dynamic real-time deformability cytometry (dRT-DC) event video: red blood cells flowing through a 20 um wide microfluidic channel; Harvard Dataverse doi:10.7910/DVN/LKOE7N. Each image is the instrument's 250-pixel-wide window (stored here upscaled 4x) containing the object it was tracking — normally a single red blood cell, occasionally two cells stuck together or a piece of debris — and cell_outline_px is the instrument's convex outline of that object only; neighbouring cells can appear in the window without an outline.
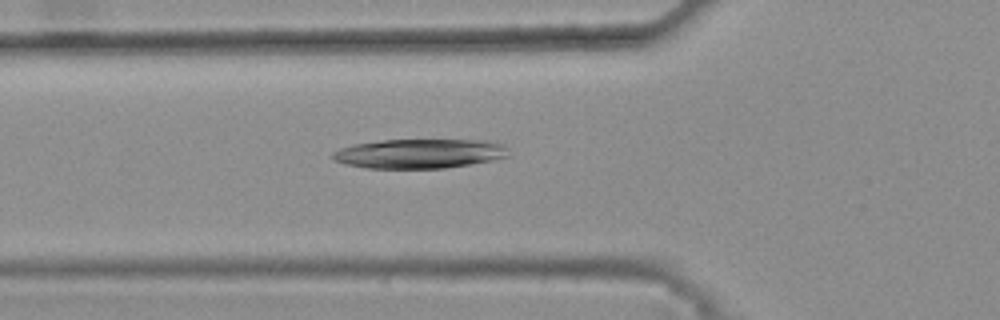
{"species": "common noctule bat (a hibernating species)", "species_latin": "Nyctalus noctula", "temperature_condition": "warm", "stored_images_in_passage": 46, "camera_frame_rate_fps": 3000, "um_per_image_px": 0.085, "animal": {"sex": "female", "body_mass_g": 25.1}, "frame": {"image": 1, "passage_image": 18, "time_ms": 5.667, "image_size_px": [1000, 320], "cell_outline_px": [[508, 156], [492, 160], [444, 168], [364, 168], [344, 164], [336, 160], [332, 156], [332, 152], [340, 148], [356, 144], [380, 140], [488, 140], [500, 144], [508, 148]], "centroid_in_image_um": [35.64, 13.05], "position_along_channel_um": 90.2, "area_um2": 30.0}}
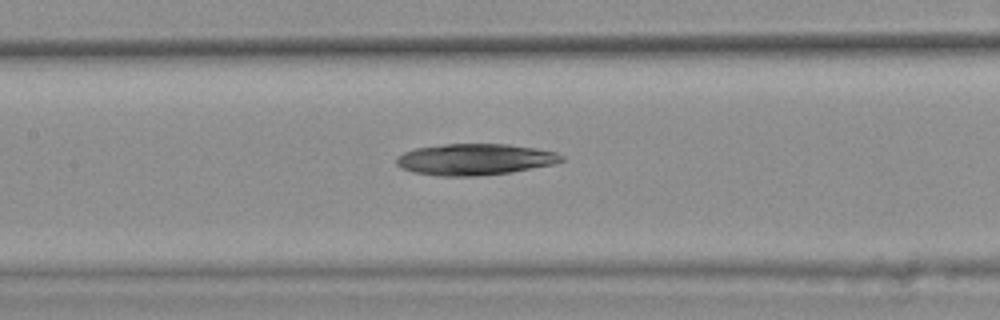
{"frame": {"image": 2, "passage_image": 24, "time_ms": 7.667, "image_size_px": [1000, 320], "cell_outline_px": [[564, 160], [552, 164], [512, 172], [472, 176], [444, 176], [412, 172], [400, 168], [396, 164], [396, 156], [404, 152], [416, 148], [444, 144], [508, 144], [536, 148], [556, 152], [564, 156]], "centroid_in_image_um": [40.34, 13.54], "position_along_channel_um": 167.1, "area_um2": 30.11}}
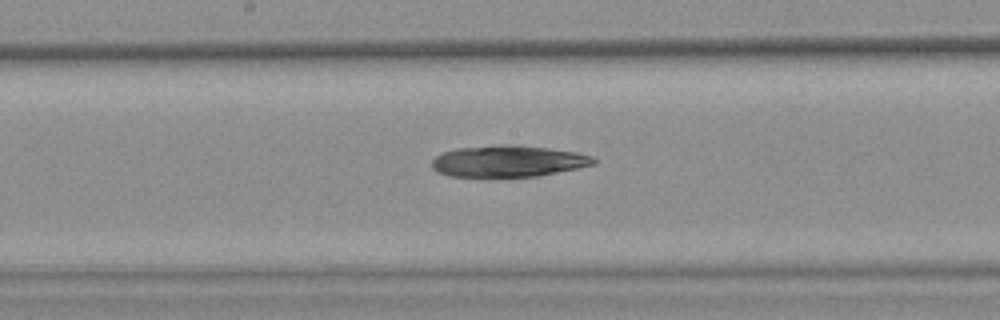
{"frame": {"image": 3, "passage_image": 27, "time_ms": 8.667, "image_size_px": [1000, 320], "cell_outline_px": [[596, 164], [536, 176], [448, 176], [436, 172], [432, 168], [432, 160], [436, 156], [444, 152], [456, 148], [500, 144], [508, 144], [548, 148], [576, 152], [592, 156], [596, 160]], "centroid_in_image_um": [43.16, 13.69], "position_along_channel_um": 205.0, "area_um2": 29.48}}